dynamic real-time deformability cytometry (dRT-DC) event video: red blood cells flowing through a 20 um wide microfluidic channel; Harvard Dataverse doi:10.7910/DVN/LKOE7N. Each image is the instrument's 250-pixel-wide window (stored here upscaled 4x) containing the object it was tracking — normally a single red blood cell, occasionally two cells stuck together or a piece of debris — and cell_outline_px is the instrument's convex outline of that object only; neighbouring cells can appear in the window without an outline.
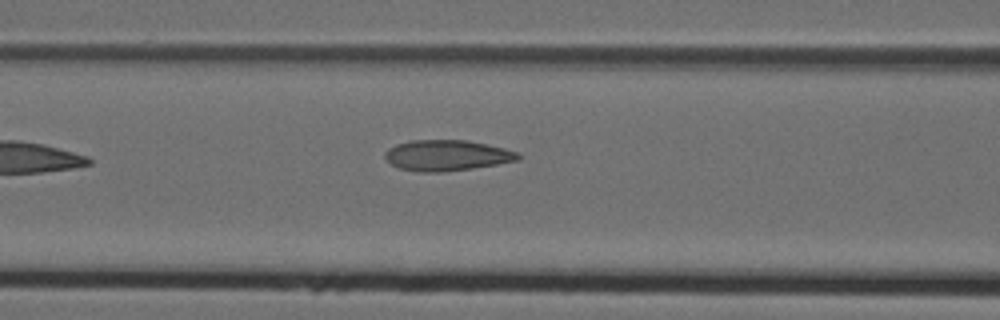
{"species": "Egyptian fruit bat (a non-hibernating species)", "species_latin": "Rousettus aegyptiacus", "temperature_condition": "cold", "stored_images_in_passage": 6, "camera_frame_rate_fps": 3000, "um_per_image_px": 0.085, "animal": {"sex": "female"}, "frame": {"image": 1, "passage_image": 6, "time_ms": 1.667, "image_size_px": [1000, 320], "cell_outline_px": [[520, 160], [472, 168], [444, 172], [416, 172], [400, 168], [392, 164], [384, 156], [384, 152], [388, 148], [396, 144], [408, 140], [464, 140], [488, 144], [520, 152]], "centroid_in_image_um": [37.98, 13.2], "position_along_channel_um": 128.6, "area_um2": 23.99}}